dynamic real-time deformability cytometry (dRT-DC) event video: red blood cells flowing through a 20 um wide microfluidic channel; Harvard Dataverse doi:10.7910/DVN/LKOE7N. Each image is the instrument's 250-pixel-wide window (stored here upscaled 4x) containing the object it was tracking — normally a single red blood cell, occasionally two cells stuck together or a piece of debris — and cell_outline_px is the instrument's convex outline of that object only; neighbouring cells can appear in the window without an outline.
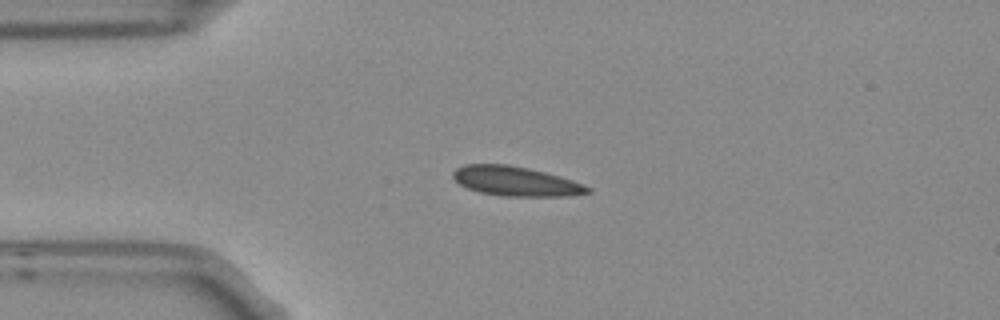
{"species": "Egyptian fruit bat (a non-hibernating species)", "species_latin": "Rousettus aegyptiacus", "temperature_condition": "room temperature", "stored_images_in_passage": 5, "camera_frame_rate_fps": 3000, "um_per_image_px": 0.085, "frame": {"image": 1, "passage_image": 3, "time_ms": 0.667, "image_size_px": [1000, 320], "cell_outline_px": [[592, 192], [572, 196], [504, 196], [480, 192], [468, 188], [460, 184], [452, 176], [452, 172], [456, 168], [464, 164], [508, 164], [528, 168], [560, 176], [584, 184], [592, 188]], "centroid_in_image_um": [43.87, 15.4], "position_along_channel_um": 41.1, "area_um2": 23.24}}